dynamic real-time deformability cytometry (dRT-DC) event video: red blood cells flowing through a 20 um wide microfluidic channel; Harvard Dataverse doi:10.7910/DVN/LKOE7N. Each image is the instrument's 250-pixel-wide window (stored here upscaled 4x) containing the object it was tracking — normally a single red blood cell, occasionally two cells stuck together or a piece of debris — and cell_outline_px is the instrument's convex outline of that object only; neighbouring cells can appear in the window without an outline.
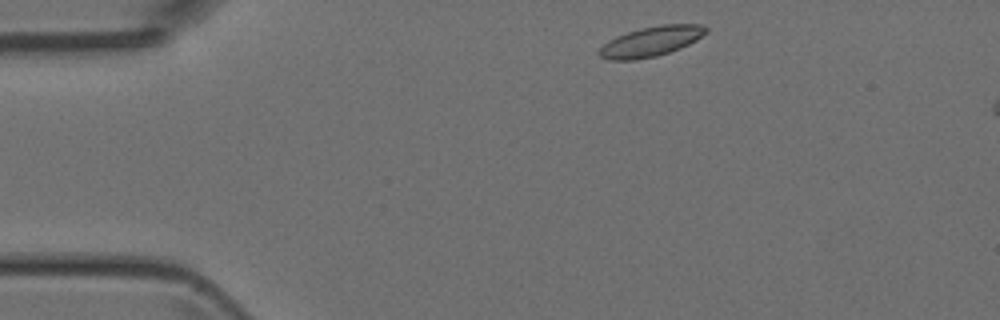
{"species": "Egyptian fruit bat (a non-hibernating species)", "species_latin": "Rousettus aegyptiacus", "temperature_condition": "room temperature", "stored_images_in_passage": 42, "camera_frame_rate_fps": 3000, "um_per_image_px": 0.085, "animal": {"sex": "female"}, "frame": {"image": 1, "passage_image": 2, "time_ms": 0.333, "image_size_px": [1000, 320], "cell_outline_px": [[708, 32], [696, 40], [680, 48], [656, 56], [636, 60], [608, 60], [600, 56], [596, 52], [608, 40], [616, 36], [640, 28], [660, 24], [700, 24], [708, 28]], "centroid_in_image_um": [55.32, 3.52], "position_along_channel_um": 29.7, "area_um2": 18.73}}
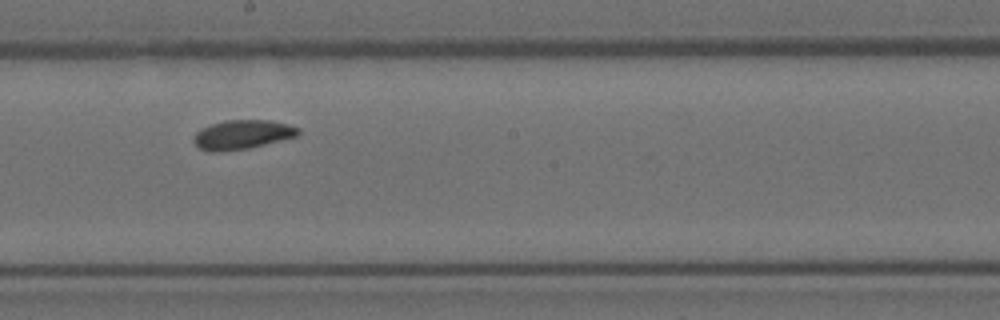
{"frame": {"image": 2, "passage_image": 20, "time_ms": 6.333, "image_size_px": [1000, 320], "cell_outline_px": [[300, 132], [296, 136], [248, 148], [220, 152], [212, 152], [200, 148], [192, 140], [196, 132], [200, 128], [224, 120], [272, 120], [288, 124], [300, 128]], "centroid_in_image_um": [20.58, 11.43], "position_along_channel_um": 227.6, "area_um2": 17.74}}
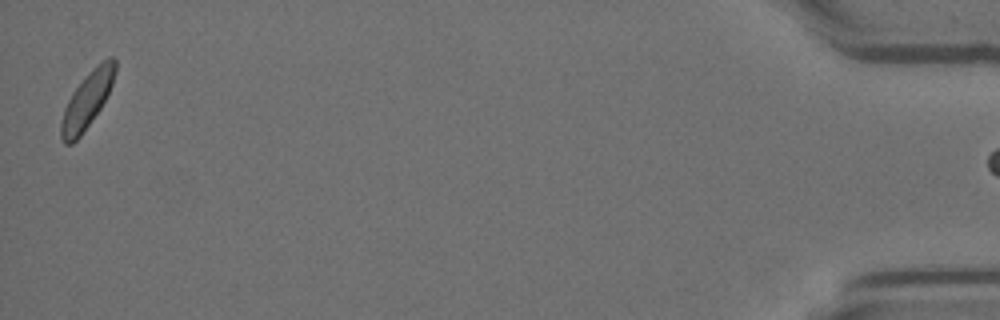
{"frame": {"image": 3, "passage_image": 41, "time_ms": 13.333, "image_size_px": [1000, 320], "cell_outline_px": [[116, 72], [112, 84], [100, 108], [80, 136], [72, 144], [64, 144], [60, 140], [60, 124], [64, 108], [72, 92], [88, 72], [96, 64], [108, 56], [112, 56], [116, 60]], "centroid_in_image_um": [7.38, 8.5], "position_along_channel_um": 427.8, "area_um2": 17.69}}